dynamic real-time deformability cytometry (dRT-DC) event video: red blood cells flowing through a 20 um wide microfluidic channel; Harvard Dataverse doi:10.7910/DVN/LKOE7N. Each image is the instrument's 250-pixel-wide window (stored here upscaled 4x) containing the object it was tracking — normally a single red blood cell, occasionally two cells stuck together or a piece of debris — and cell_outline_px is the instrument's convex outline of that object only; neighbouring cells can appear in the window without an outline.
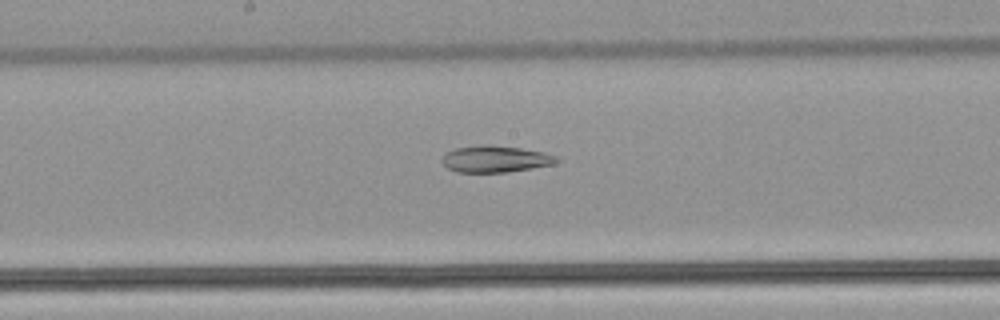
{"species": "common noctule bat (a hibernating species)", "species_latin": "Nyctalus noctula", "temperature_condition": "warm", "stored_images_in_passage": 35, "camera_frame_rate_fps": 3000, "um_per_image_px": 0.085, "animal": {"sex": "male", "body_mass_g": 21.5, "forearm_length_mm": 52.0}, "frame": {"image": 1, "passage_image": 20, "time_ms": 6.333, "image_size_px": [1000, 320], "cell_outline_px": [[560, 160], [552, 164], [532, 168], [508, 172], [456, 172], [448, 168], [444, 164], [444, 156], [448, 152], [456, 148], [480, 144], [488, 144], [520, 148], [544, 152], [556, 156]], "centroid_in_image_um": [42.13, 13.51], "position_along_channel_um": 206.1, "area_um2": 17.63}}